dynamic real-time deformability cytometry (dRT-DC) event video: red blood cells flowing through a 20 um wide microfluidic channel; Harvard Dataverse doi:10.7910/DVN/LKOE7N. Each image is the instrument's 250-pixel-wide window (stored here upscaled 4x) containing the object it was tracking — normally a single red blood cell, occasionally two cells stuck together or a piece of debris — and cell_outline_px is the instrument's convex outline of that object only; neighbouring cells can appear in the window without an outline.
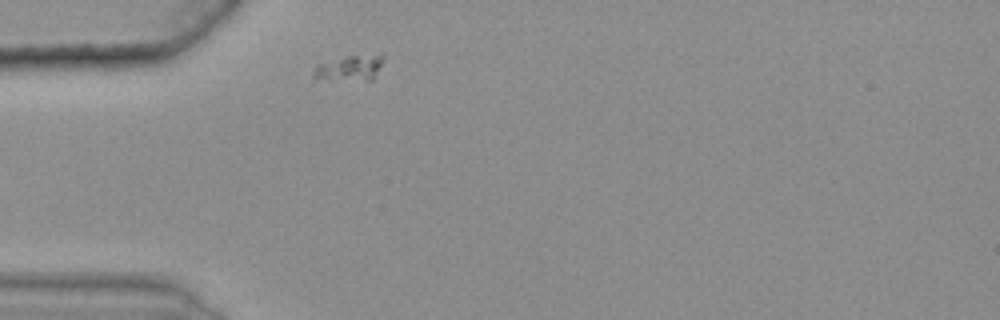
{"species": "common noctule bat (a hibernating species)", "species_latin": "Nyctalus noctula", "temperature_condition": "warm", "stored_images_in_passage": 15, "camera_frame_rate_fps": 3000, "um_per_image_px": 0.085, "animal": {"sex": "female", "body_mass_g": 25.1}, "frame": {"image": 1, "passage_image": 1, "time_ms": 0.0, "image_size_px": [1000, 320], "cell_outline_px": [[384, 56], [372, 80], [312, 80], [312, 72], [320, 64], [348, 56], [380, 52], [384, 52]], "centroid_in_image_um": [29.73, 5.78], "position_along_channel_um": 55.3, "area_um2": 10.52}}
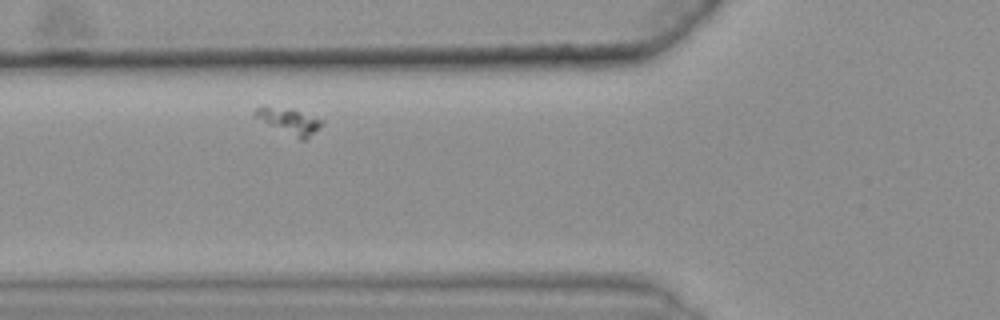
{"frame": {"image": 2, "passage_image": 6, "time_ms": 1.667, "image_size_px": [1000, 320], "cell_outline_px": [[324, 124], [304, 140], [300, 140], [252, 116], [252, 112], [260, 104], [264, 104], [292, 108], [324, 120]], "centroid_in_image_um": [24.53, 10.23], "position_along_channel_um": 101.3, "area_um2": 10.46}}